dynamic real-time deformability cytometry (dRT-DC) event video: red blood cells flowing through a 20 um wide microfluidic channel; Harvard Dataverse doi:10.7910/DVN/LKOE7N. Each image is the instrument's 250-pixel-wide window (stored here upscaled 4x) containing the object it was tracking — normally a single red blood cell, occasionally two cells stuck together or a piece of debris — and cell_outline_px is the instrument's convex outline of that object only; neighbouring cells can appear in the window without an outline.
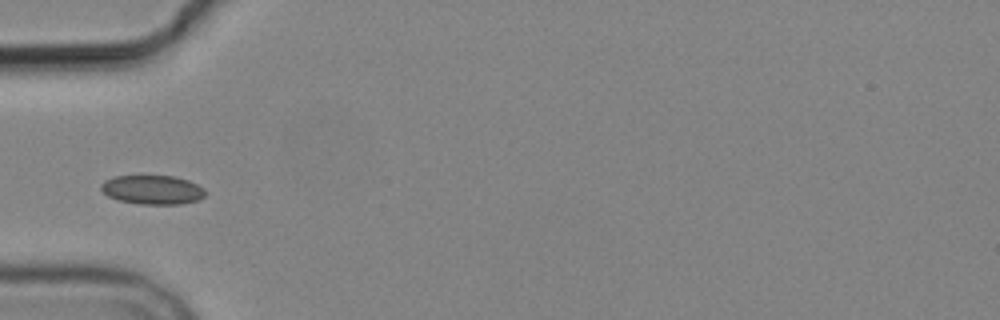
{"species": "common noctule bat (a hibernating species)", "species_latin": "Nyctalus noctula", "temperature_condition": "cold", "stored_images_in_passage": 4, "camera_frame_rate_fps": 3000, "um_per_image_px": 0.085, "animal": {"sex": "male", "body_mass_g": 19.2, "forearm_length_mm": 51.8}, "frame": {"image": 1, "passage_image": 4, "time_ms": 4.0, "image_size_px": [1000, 320], "cell_outline_px": [[208, 192], [200, 200], [180, 204], [140, 204], [120, 200], [108, 196], [100, 188], [100, 184], [104, 180], [112, 176], [140, 172], [176, 176], [188, 180], [204, 188]], "centroid_in_image_um": [12.94, 16.06], "position_along_channel_um": 72.1, "area_um2": 18.73}}